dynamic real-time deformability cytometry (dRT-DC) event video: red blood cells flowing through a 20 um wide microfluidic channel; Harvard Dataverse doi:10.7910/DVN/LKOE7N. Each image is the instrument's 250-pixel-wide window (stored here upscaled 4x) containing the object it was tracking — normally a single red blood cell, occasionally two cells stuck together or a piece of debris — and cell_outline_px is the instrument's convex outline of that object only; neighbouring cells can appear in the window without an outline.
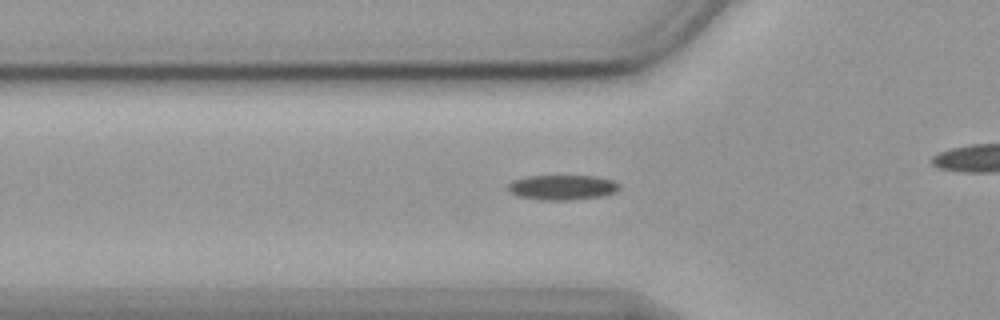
{"species": "common noctule bat (a hibernating species)", "species_latin": "Nyctalus noctula", "temperature_condition": "cold", "stored_images_in_passage": 39, "camera_frame_rate_fps": 3000, "um_per_image_px": 0.085, "animal": {"sex": "female", "body_mass_g": 19.9}, "frame": {"image": 1, "passage_image": 12, "time_ms": 3.667, "image_size_px": [1000, 320], "cell_outline_px": [[620, 188], [616, 192], [600, 196], [568, 200], [548, 200], [516, 196], [508, 192], [508, 184], [512, 180], [528, 176], [596, 176], [612, 180], [620, 184]], "centroid_in_image_um": [47.78, 15.92], "position_along_channel_um": 78.0, "area_um2": 16.18}}
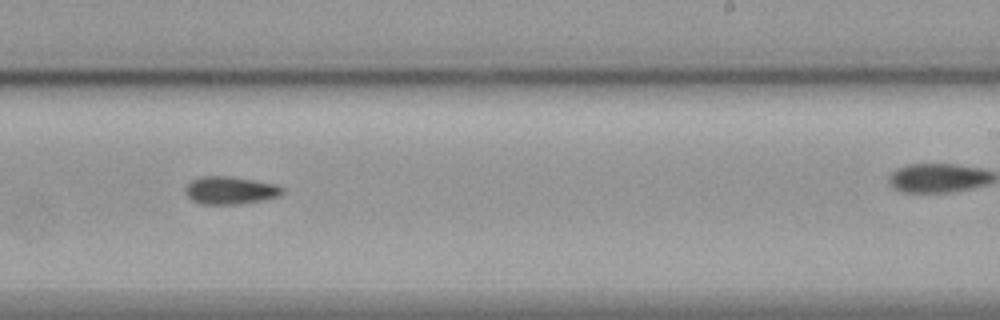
{"frame": {"image": 2, "passage_image": 28, "time_ms": 9.0, "image_size_px": [1000, 320], "cell_outline_px": [[284, 192], [280, 196], [240, 204], [200, 204], [192, 200], [184, 192], [184, 188], [192, 180], [200, 176], [228, 176], [276, 184], [284, 188]], "centroid_in_image_um": [19.55, 16.18], "position_along_channel_um": 269.4, "area_um2": 15.66}}
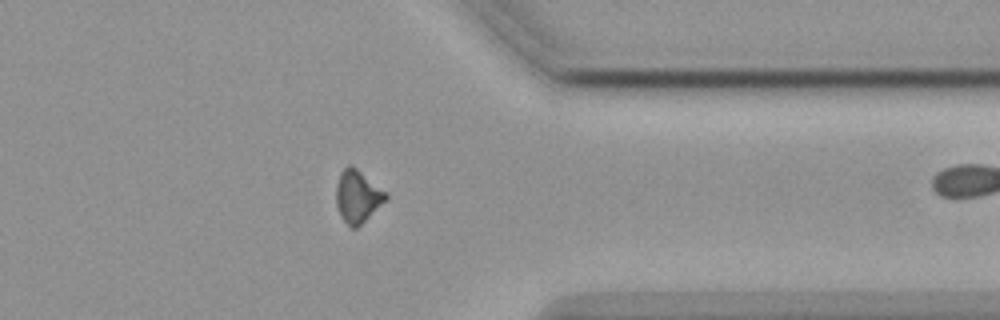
{"frame": {"image": 3, "passage_image": 38, "time_ms": 12.333, "image_size_px": [1000, 320], "cell_outline_px": [[388, 200], [356, 228], [352, 228], [340, 216], [336, 204], [336, 184], [340, 172], [348, 164], [352, 164], [388, 192]], "centroid_in_image_um": [30.42, 16.66], "position_along_channel_um": 381.0, "area_um2": 15.49}}